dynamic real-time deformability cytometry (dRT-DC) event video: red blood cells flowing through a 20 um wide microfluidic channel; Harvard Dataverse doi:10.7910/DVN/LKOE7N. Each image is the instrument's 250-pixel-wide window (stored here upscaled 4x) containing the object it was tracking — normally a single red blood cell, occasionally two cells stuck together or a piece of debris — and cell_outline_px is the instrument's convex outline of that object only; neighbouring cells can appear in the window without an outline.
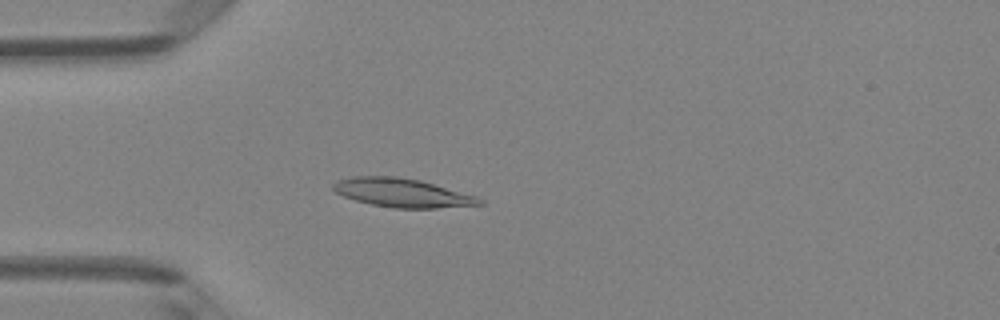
{"species": "Egyptian fruit bat (a non-hibernating species)", "species_latin": "Rousettus aegyptiacus", "temperature_condition": "room temperature", "stored_images_in_passage": 4, "camera_frame_rate_fps": 3000, "um_per_image_px": 0.085, "animal": {"sex": "female"}, "frame": {"image": 1, "passage_image": 4, "time_ms": 4.333, "image_size_px": [1000, 320], "cell_outline_px": [[484, 204], [436, 208], [392, 208], [372, 204], [356, 200], [344, 196], [336, 192], [332, 188], [332, 184], [336, 180], [352, 176], [396, 176], [420, 180], [476, 196], [484, 200]], "centroid_in_image_um": [34.17, 16.38], "position_along_channel_um": 50.8, "area_um2": 24.39}}